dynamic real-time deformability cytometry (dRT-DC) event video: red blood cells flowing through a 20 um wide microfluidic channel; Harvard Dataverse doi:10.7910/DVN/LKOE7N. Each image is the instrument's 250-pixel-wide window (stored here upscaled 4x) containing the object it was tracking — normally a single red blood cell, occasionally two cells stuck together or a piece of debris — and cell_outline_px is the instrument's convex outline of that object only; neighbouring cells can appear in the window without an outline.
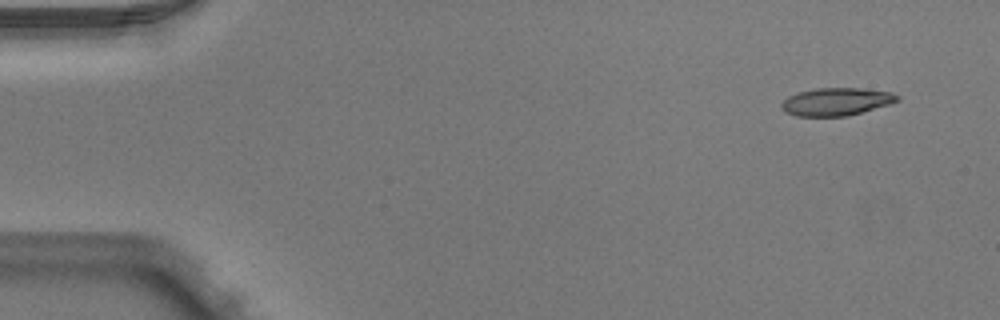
{"species": "Egyptian fruit bat (a non-hibernating species)", "species_latin": "Rousettus aegyptiacus", "temperature_condition": "warm", "stored_images_in_passage": 3, "camera_frame_rate_fps": 3000, "um_per_image_px": 0.085, "animal": {"sex": "male"}, "frame": {"image": 1, "passage_image": 1, "time_ms": 0.0, "image_size_px": [1000, 320], "cell_outline_px": [[900, 100], [888, 104], [848, 116], [796, 116], [784, 112], [780, 108], [780, 104], [788, 96], [800, 92], [816, 88], [860, 88], [892, 92], [900, 96]], "centroid_in_image_um": [71.06, 8.64], "position_along_channel_um": 13.9, "area_um2": 18.73}}
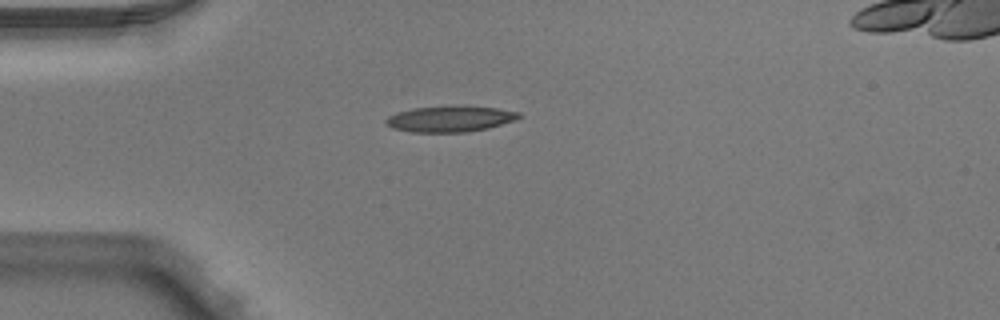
{"frame": {"image": 2, "passage_image": 3, "time_ms": 0.667, "image_size_px": [1000, 320], "cell_outline_px": [[524, 116], [516, 120], [488, 128], [468, 132], [412, 132], [392, 128], [384, 120], [388, 116], [396, 112], [412, 108], [456, 104], [464, 104], [496, 108], [520, 112]], "centroid_in_image_um": [38.3, 10.07], "position_along_channel_um": 46.7, "area_um2": 20.75}}